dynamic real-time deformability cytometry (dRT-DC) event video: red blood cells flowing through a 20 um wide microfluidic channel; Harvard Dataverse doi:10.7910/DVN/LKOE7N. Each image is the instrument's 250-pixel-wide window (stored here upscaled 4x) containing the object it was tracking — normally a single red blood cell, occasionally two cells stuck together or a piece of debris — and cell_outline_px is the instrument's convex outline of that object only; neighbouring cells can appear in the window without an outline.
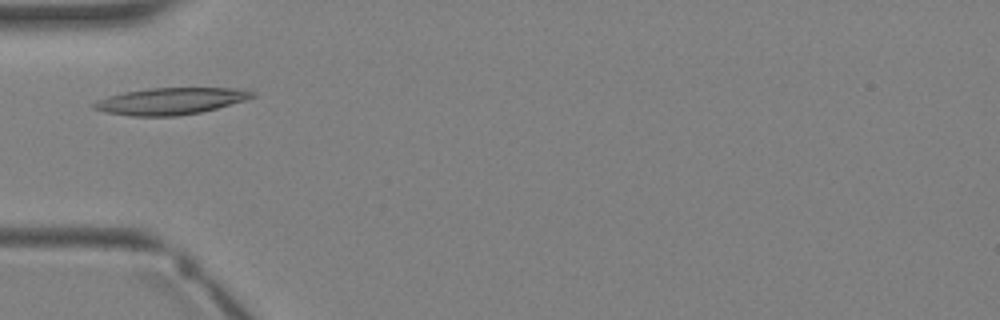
{"species": "Egyptian fruit bat (a non-hibernating species)", "species_latin": "Rousettus aegyptiacus", "temperature_condition": "warm", "stored_images_in_passage": 2, "camera_frame_rate_fps": 3000, "um_per_image_px": 0.085, "animal": {"sex": "female"}, "frame": {"image": 1, "passage_image": 2, "time_ms": 1.0, "image_size_px": [1000, 320], "cell_outline_px": [[256, 96], [244, 100], [216, 108], [200, 112], [176, 116], [132, 116], [108, 112], [92, 108], [88, 104], [108, 96], [124, 92], [152, 88], [244, 88], [256, 92]], "centroid_in_image_um": [14.5, 8.58], "position_along_channel_um": 70.5, "area_um2": 24.62}}